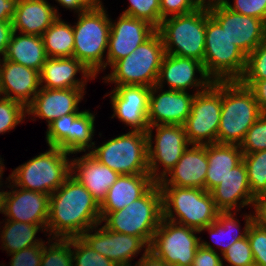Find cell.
<instances>
[{
    "label": "cell",
    "instance_id": "1",
    "mask_svg": "<svg viewBox=\"0 0 266 266\" xmlns=\"http://www.w3.org/2000/svg\"><path fill=\"white\" fill-rule=\"evenodd\" d=\"M100 223V204L72 175L49 196V238L80 237Z\"/></svg>",
    "mask_w": 266,
    "mask_h": 266
},
{
    "label": "cell",
    "instance_id": "2",
    "mask_svg": "<svg viewBox=\"0 0 266 266\" xmlns=\"http://www.w3.org/2000/svg\"><path fill=\"white\" fill-rule=\"evenodd\" d=\"M253 92L239 81H222V109L217 143L240 145L261 116Z\"/></svg>",
    "mask_w": 266,
    "mask_h": 266
},
{
    "label": "cell",
    "instance_id": "3",
    "mask_svg": "<svg viewBox=\"0 0 266 266\" xmlns=\"http://www.w3.org/2000/svg\"><path fill=\"white\" fill-rule=\"evenodd\" d=\"M163 218L162 192L155 183L142 197L127 207L107 213L103 226L121 234L140 237L148 246Z\"/></svg>",
    "mask_w": 266,
    "mask_h": 266
},
{
    "label": "cell",
    "instance_id": "4",
    "mask_svg": "<svg viewBox=\"0 0 266 266\" xmlns=\"http://www.w3.org/2000/svg\"><path fill=\"white\" fill-rule=\"evenodd\" d=\"M110 21L105 7L88 8L78 14L72 25L74 33L73 57L79 60L92 74L105 70V53L108 48ZM104 58V59H103Z\"/></svg>",
    "mask_w": 266,
    "mask_h": 266
},
{
    "label": "cell",
    "instance_id": "5",
    "mask_svg": "<svg viewBox=\"0 0 266 266\" xmlns=\"http://www.w3.org/2000/svg\"><path fill=\"white\" fill-rule=\"evenodd\" d=\"M70 155L58 147L49 146L48 151L15 168L8 179L19 188L51 195L71 175Z\"/></svg>",
    "mask_w": 266,
    "mask_h": 266
},
{
    "label": "cell",
    "instance_id": "6",
    "mask_svg": "<svg viewBox=\"0 0 266 266\" xmlns=\"http://www.w3.org/2000/svg\"><path fill=\"white\" fill-rule=\"evenodd\" d=\"M159 187L162 192L163 218L198 231L217 219L220 211L210 192L191 187Z\"/></svg>",
    "mask_w": 266,
    "mask_h": 266
},
{
    "label": "cell",
    "instance_id": "7",
    "mask_svg": "<svg viewBox=\"0 0 266 266\" xmlns=\"http://www.w3.org/2000/svg\"><path fill=\"white\" fill-rule=\"evenodd\" d=\"M165 48L159 32L156 30L146 41L140 44L130 55L116 61L110 68V74L102 79L114 86L156 85Z\"/></svg>",
    "mask_w": 266,
    "mask_h": 266
},
{
    "label": "cell",
    "instance_id": "8",
    "mask_svg": "<svg viewBox=\"0 0 266 266\" xmlns=\"http://www.w3.org/2000/svg\"><path fill=\"white\" fill-rule=\"evenodd\" d=\"M246 55L230 40L226 31L206 10L203 66L215 81H239L246 67Z\"/></svg>",
    "mask_w": 266,
    "mask_h": 266
},
{
    "label": "cell",
    "instance_id": "9",
    "mask_svg": "<svg viewBox=\"0 0 266 266\" xmlns=\"http://www.w3.org/2000/svg\"><path fill=\"white\" fill-rule=\"evenodd\" d=\"M165 53L203 62L205 54L206 10L163 19L157 28Z\"/></svg>",
    "mask_w": 266,
    "mask_h": 266
},
{
    "label": "cell",
    "instance_id": "10",
    "mask_svg": "<svg viewBox=\"0 0 266 266\" xmlns=\"http://www.w3.org/2000/svg\"><path fill=\"white\" fill-rule=\"evenodd\" d=\"M89 153L120 175L149 174L146 132L130 130L101 146L94 145Z\"/></svg>",
    "mask_w": 266,
    "mask_h": 266
},
{
    "label": "cell",
    "instance_id": "11",
    "mask_svg": "<svg viewBox=\"0 0 266 266\" xmlns=\"http://www.w3.org/2000/svg\"><path fill=\"white\" fill-rule=\"evenodd\" d=\"M221 109L222 81H215L204 91L195 93L190 115L183 125L190 144L217 143Z\"/></svg>",
    "mask_w": 266,
    "mask_h": 266
},
{
    "label": "cell",
    "instance_id": "12",
    "mask_svg": "<svg viewBox=\"0 0 266 266\" xmlns=\"http://www.w3.org/2000/svg\"><path fill=\"white\" fill-rule=\"evenodd\" d=\"M154 128L156 134L153 138ZM146 134L149 174L158 183L177 164L191 144L183 125H153L148 127ZM160 166L163 167L159 168Z\"/></svg>",
    "mask_w": 266,
    "mask_h": 266
},
{
    "label": "cell",
    "instance_id": "13",
    "mask_svg": "<svg viewBox=\"0 0 266 266\" xmlns=\"http://www.w3.org/2000/svg\"><path fill=\"white\" fill-rule=\"evenodd\" d=\"M198 230L162 218L150 243L149 250L167 265L191 266L201 237Z\"/></svg>",
    "mask_w": 266,
    "mask_h": 266
},
{
    "label": "cell",
    "instance_id": "14",
    "mask_svg": "<svg viewBox=\"0 0 266 266\" xmlns=\"http://www.w3.org/2000/svg\"><path fill=\"white\" fill-rule=\"evenodd\" d=\"M102 223L88 229L80 237L94 251L118 266H132L134 256H138L143 249L146 252L149 246L140 238L132 235L121 234L106 229L98 228ZM94 232V233H93Z\"/></svg>",
    "mask_w": 266,
    "mask_h": 266
},
{
    "label": "cell",
    "instance_id": "15",
    "mask_svg": "<svg viewBox=\"0 0 266 266\" xmlns=\"http://www.w3.org/2000/svg\"><path fill=\"white\" fill-rule=\"evenodd\" d=\"M200 74L199 78L198 75ZM214 81L207 75L203 63L187 57L166 53L162 60L156 86L169 90L188 91L190 88L199 93L207 89ZM164 84V85H163Z\"/></svg>",
    "mask_w": 266,
    "mask_h": 266
},
{
    "label": "cell",
    "instance_id": "16",
    "mask_svg": "<svg viewBox=\"0 0 266 266\" xmlns=\"http://www.w3.org/2000/svg\"><path fill=\"white\" fill-rule=\"evenodd\" d=\"M151 87L142 85L116 86L105 96H110L113 115L131 131L146 132L148 124L149 95Z\"/></svg>",
    "mask_w": 266,
    "mask_h": 266
},
{
    "label": "cell",
    "instance_id": "17",
    "mask_svg": "<svg viewBox=\"0 0 266 266\" xmlns=\"http://www.w3.org/2000/svg\"><path fill=\"white\" fill-rule=\"evenodd\" d=\"M117 19L110 21L105 69L130 55L157 30L149 22L128 15L121 14Z\"/></svg>",
    "mask_w": 266,
    "mask_h": 266
},
{
    "label": "cell",
    "instance_id": "18",
    "mask_svg": "<svg viewBox=\"0 0 266 266\" xmlns=\"http://www.w3.org/2000/svg\"><path fill=\"white\" fill-rule=\"evenodd\" d=\"M8 192L3 190L2 214L12 221L26 222L35 225H47L49 217V196L15 186L8 177ZM12 184V185H11Z\"/></svg>",
    "mask_w": 266,
    "mask_h": 266
},
{
    "label": "cell",
    "instance_id": "19",
    "mask_svg": "<svg viewBox=\"0 0 266 266\" xmlns=\"http://www.w3.org/2000/svg\"><path fill=\"white\" fill-rule=\"evenodd\" d=\"M230 40L248 56L266 38V22L234 12L226 6L209 10Z\"/></svg>",
    "mask_w": 266,
    "mask_h": 266
},
{
    "label": "cell",
    "instance_id": "20",
    "mask_svg": "<svg viewBox=\"0 0 266 266\" xmlns=\"http://www.w3.org/2000/svg\"><path fill=\"white\" fill-rule=\"evenodd\" d=\"M159 93V94H158ZM194 94L188 91L163 90L152 86L149 95L148 124L184 125L190 115Z\"/></svg>",
    "mask_w": 266,
    "mask_h": 266
},
{
    "label": "cell",
    "instance_id": "21",
    "mask_svg": "<svg viewBox=\"0 0 266 266\" xmlns=\"http://www.w3.org/2000/svg\"><path fill=\"white\" fill-rule=\"evenodd\" d=\"M86 88L45 89L40 88L33 100L26 106V116L33 120L45 119L47 126L61 116L82 112L78 104L84 99ZM85 93V94H84Z\"/></svg>",
    "mask_w": 266,
    "mask_h": 266
},
{
    "label": "cell",
    "instance_id": "22",
    "mask_svg": "<svg viewBox=\"0 0 266 266\" xmlns=\"http://www.w3.org/2000/svg\"><path fill=\"white\" fill-rule=\"evenodd\" d=\"M40 88L39 71L0 59V96L18 101L26 107Z\"/></svg>",
    "mask_w": 266,
    "mask_h": 266
},
{
    "label": "cell",
    "instance_id": "23",
    "mask_svg": "<svg viewBox=\"0 0 266 266\" xmlns=\"http://www.w3.org/2000/svg\"><path fill=\"white\" fill-rule=\"evenodd\" d=\"M190 146L184 151L177 164L158 182L159 186L191 187L205 190L208 169L206 145L191 144Z\"/></svg>",
    "mask_w": 266,
    "mask_h": 266
},
{
    "label": "cell",
    "instance_id": "24",
    "mask_svg": "<svg viewBox=\"0 0 266 266\" xmlns=\"http://www.w3.org/2000/svg\"><path fill=\"white\" fill-rule=\"evenodd\" d=\"M77 73H81V79L76 78ZM95 78L75 57H48L40 72V86L45 89L86 88L88 81Z\"/></svg>",
    "mask_w": 266,
    "mask_h": 266
},
{
    "label": "cell",
    "instance_id": "25",
    "mask_svg": "<svg viewBox=\"0 0 266 266\" xmlns=\"http://www.w3.org/2000/svg\"><path fill=\"white\" fill-rule=\"evenodd\" d=\"M210 193L220 212L232 210L239 212L241 208L252 205L254 196L250 191L247 170L243 160Z\"/></svg>",
    "mask_w": 266,
    "mask_h": 266
},
{
    "label": "cell",
    "instance_id": "26",
    "mask_svg": "<svg viewBox=\"0 0 266 266\" xmlns=\"http://www.w3.org/2000/svg\"><path fill=\"white\" fill-rule=\"evenodd\" d=\"M71 175L92 194L99 204L120 176L118 172L100 163L89 152L82 157L72 158Z\"/></svg>",
    "mask_w": 266,
    "mask_h": 266
},
{
    "label": "cell",
    "instance_id": "27",
    "mask_svg": "<svg viewBox=\"0 0 266 266\" xmlns=\"http://www.w3.org/2000/svg\"><path fill=\"white\" fill-rule=\"evenodd\" d=\"M60 15L56 6H51L47 0H18L12 18L13 30L42 36Z\"/></svg>",
    "mask_w": 266,
    "mask_h": 266
},
{
    "label": "cell",
    "instance_id": "28",
    "mask_svg": "<svg viewBox=\"0 0 266 266\" xmlns=\"http://www.w3.org/2000/svg\"><path fill=\"white\" fill-rule=\"evenodd\" d=\"M155 183L150 174L120 175L100 204L101 219L109 212L127 207L142 197Z\"/></svg>",
    "mask_w": 266,
    "mask_h": 266
},
{
    "label": "cell",
    "instance_id": "29",
    "mask_svg": "<svg viewBox=\"0 0 266 266\" xmlns=\"http://www.w3.org/2000/svg\"><path fill=\"white\" fill-rule=\"evenodd\" d=\"M206 151L208 169L205 190L210 192L242 161L243 153L240 145L220 143L206 144Z\"/></svg>",
    "mask_w": 266,
    "mask_h": 266
},
{
    "label": "cell",
    "instance_id": "30",
    "mask_svg": "<svg viewBox=\"0 0 266 266\" xmlns=\"http://www.w3.org/2000/svg\"><path fill=\"white\" fill-rule=\"evenodd\" d=\"M4 59L41 72L48 56L41 36L13 32Z\"/></svg>",
    "mask_w": 266,
    "mask_h": 266
},
{
    "label": "cell",
    "instance_id": "31",
    "mask_svg": "<svg viewBox=\"0 0 266 266\" xmlns=\"http://www.w3.org/2000/svg\"><path fill=\"white\" fill-rule=\"evenodd\" d=\"M252 212L244 214L245 226L243 231H240L241 226L237 218V212H219L217 219L210 225L204 227L199 232L208 231L212 242L219 247L221 255L236 241L241 240L247 236V231L252 224ZM242 232V233H241Z\"/></svg>",
    "mask_w": 266,
    "mask_h": 266
},
{
    "label": "cell",
    "instance_id": "32",
    "mask_svg": "<svg viewBox=\"0 0 266 266\" xmlns=\"http://www.w3.org/2000/svg\"><path fill=\"white\" fill-rule=\"evenodd\" d=\"M3 230L0 231L1 249L9 253L18 252L24 248L44 244L47 242L41 238L37 239L36 234L46 231V225H35L26 222L6 220Z\"/></svg>",
    "mask_w": 266,
    "mask_h": 266
},
{
    "label": "cell",
    "instance_id": "33",
    "mask_svg": "<svg viewBox=\"0 0 266 266\" xmlns=\"http://www.w3.org/2000/svg\"><path fill=\"white\" fill-rule=\"evenodd\" d=\"M41 37L48 57H73V28L61 17H58Z\"/></svg>",
    "mask_w": 266,
    "mask_h": 266
},
{
    "label": "cell",
    "instance_id": "34",
    "mask_svg": "<svg viewBox=\"0 0 266 266\" xmlns=\"http://www.w3.org/2000/svg\"><path fill=\"white\" fill-rule=\"evenodd\" d=\"M95 113L83 110L73 121L71 128V154H78L88 150L90 152L95 145L92 142L95 133Z\"/></svg>",
    "mask_w": 266,
    "mask_h": 266
},
{
    "label": "cell",
    "instance_id": "35",
    "mask_svg": "<svg viewBox=\"0 0 266 266\" xmlns=\"http://www.w3.org/2000/svg\"><path fill=\"white\" fill-rule=\"evenodd\" d=\"M251 194L266 195V150L243 154Z\"/></svg>",
    "mask_w": 266,
    "mask_h": 266
},
{
    "label": "cell",
    "instance_id": "36",
    "mask_svg": "<svg viewBox=\"0 0 266 266\" xmlns=\"http://www.w3.org/2000/svg\"><path fill=\"white\" fill-rule=\"evenodd\" d=\"M81 112L70 113L55 119L46 130V143L48 146L58 147L71 154V128L72 121Z\"/></svg>",
    "mask_w": 266,
    "mask_h": 266
},
{
    "label": "cell",
    "instance_id": "37",
    "mask_svg": "<svg viewBox=\"0 0 266 266\" xmlns=\"http://www.w3.org/2000/svg\"><path fill=\"white\" fill-rule=\"evenodd\" d=\"M48 240V246L45 243L43 245L40 266H73L72 238H48Z\"/></svg>",
    "mask_w": 266,
    "mask_h": 266
},
{
    "label": "cell",
    "instance_id": "38",
    "mask_svg": "<svg viewBox=\"0 0 266 266\" xmlns=\"http://www.w3.org/2000/svg\"><path fill=\"white\" fill-rule=\"evenodd\" d=\"M73 266H118L94 251L81 237L72 238Z\"/></svg>",
    "mask_w": 266,
    "mask_h": 266
},
{
    "label": "cell",
    "instance_id": "39",
    "mask_svg": "<svg viewBox=\"0 0 266 266\" xmlns=\"http://www.w3.org/2000/svg\"><path fill=\"white\" fill-rule=\"evenodd\" d=\"M26 119V107L15 100L0 96V134L11 131Z\"/></svg>",
    "mask_w": 266,
    "mask_h": 266
},
{
    "label": "cell",
    "instance_id": "40",
    "mask_svg": "<svg viewBox=\"0 0 266 266\" xmlns=\"http://www.w3.org/2000/svg\"><path fill=\"white\" fill-rule=\"evenodd\" d=\"M122 14L149 22L156 29L161 24L160 0H129Z\"/></svg>",
    "mask_w": 266,
    "mask_h": 266
},
{
    "label": "cell",
    "instance_id": "41",
    "mask_svg": "<svg viewBox=\"0 0 266 266\" xmlns=\"http://www.w3.org/2000/svg\"><path fill=\"white\" fill-rule=\"evenodd\" d=\"M239 80H266V38L246 57V67Z\"/></svg>",
    "mask_w": 266,
    "mask_h": 266
},
{
    "label": "cell",
    "instance_id": "42",
    "mask_svg": "<svg viewBox=\"0 0 266 266\" xmlns=\"http://www.w3.org/2000/svg\"><path fill=\"white\" fill-rule=\"evenodd\" d=\"M240 148L243 154L266 150V115L262 114L248 129Z\"/></svg>",
    "mask_w": 266,
    "mask_h": 266
},
{
    "label": "cell",
    "instance_id": "43",
    "mask_svg": "<svg viewBox=\"0 0 266 266\" xmlns=\"http://www.w3.org/2000/svg\"><path fill=\"white\" fill-rule=\"evenodd\" d=\"M227 266H249L254 264V257L247 236L233 243L222 255Z\"/></svg>",
    "mask_w": 266,
    "mask_h": 266
},
{
    "label": "cell",
    "instance_id": "44",
    "mask_svg": "<svg viewBox=\"0 0 266 266\" xmlns=\"http://www.w3.org/2000/svg\"><path fill=\"white\" fill-rule=\"evenodd\" d=\"M247 238L256 266H266V229L255 225L253 222L247 231Z\"/></svg>",
    "mask_w": 266,
    "mask_h": 266
},
{
    "label": "cell",
    "instance_id": "45",
    "mask_svg": "<svg viewBox=\"0 0 266 266\" xmlns=\"http://www.w3.org/2000/svg\"><path fill=\"white\" fill-rule=\"evenodd\" d=\"M225 6L234 12L266 22V0H233V4L228 0Z\"/></svg>",
    "mask_w": 266,
    "mask_h": 266
},
{
    "label": "cell",
    "instance_id": "46",
    "mask_svg": "<svg viewBox=\"0 0 266 266\" xmlns=\"http://www.w3.org/2000/svg\"><path fill=\"white\" fill-rule=\"evenodd\" d=\"M43 245L44 244H38L24 248L18 252L8 254L12 257L9 262L10 266H40L43 255ZM0 265L4 266L2 264Z\"/></svg>",
    "mask_w": 266,
    "mask_h": 266
},
{
    "label": "cell",
    "instance_id": "47",
    "mask_svg": "<svg viewBox=\"0 0 266 266\" xmlns=\"http://www.w3.org/2000/svg\"><path fill=\"white\" fill-rule=\"evenodd\" d=\"M221 257L210 242L202 239L191 266H223Z\"/></svg>",
    "mask_w": 266,
    "mask_h": 266
},
{
    "label": "cell",
    "instance_id": "48",
    "mask_svg": "<svg viewBox=\"0 0 266 266\" xmlns=\"http://www.w3.org/2000/svg\"><path fill=\"white\" fill-rule=\"evenodd\" d=\"M161 19L195 11L194 0H160Z\"/></svg>",
    "mask_w": 266,
    "mask_h": 266
},
{
    "label": "cell",
    "instance_id": "49",
    "mask_svg": "<svg viewBox=\"0 0 266 266\" xmlns=\"http://www.w3.org/2000/svg\"><path fill=\"white\" fill-rule=\"evenodd\" d=\"M254 94L261 114L266 115V80H239Z\"/></svg>",
    "mask_w": 266,
    "mask_h": 266
},
{
    "label": "cell",
    "instance_id": "50",
    "mask_svg": "<svg viewBox=\"0 0 266 266\" xmlns=\"http://www.w3.org/2000/svg\"><path fill=\"white\" fill-rule=\"evenodd\" d=\"M251 206L254 209L252 213V222L257 226L266 229V195L254 197Z\"/></svg>",
    "mask_w": 266,
    "mask_h": 266
},
{
    "label": "cell",
    "instance_id": "51",
    "mask_svg": "<svg viewBox=\"0 0 266 266\" xmlns=\"http://www.w3.org/2000/svg\"><path fill=\"white\" fill-rule=\"evenodd\" d=\"M13 32L12 21H0V57L2 58L5 56Z\"/></svg>",
    "mask_w": 266,
    "mask_h": 266
},
{
    "label": "cell",
    "instance_id": "52",
    "mask_svg": "<svg viewBox=\"0 0 266 266\" xmlns=\"http://www.w3.org/2000/svg\"><path fill=\"white\" fill-rule=\"evenodd\" d=\"M142 256L135 262L133 266H167V264L160 258L157 257L152 251L149 249L146 252L141 254Z\"/></svg>",
    "mask_w": 266,
    "mask_h": 266
},
{
    "label": "cell",
    "instance_id": "53",
    "mask_svg": "<svg viewBox=\"0 0 266 266\" xmlns=\"http://www.w3.org/2000/svg\"><path fill=\"white\" fill-rule=\"evenodd\" d=\"M18 0H0V21H12Z\"/></svg>",
    "mask_w": 266,
    "mask_h": 266
},
{
    "label": "cell",
    "instance_id": "54",
    "mask_svg": "<svg viewBox=\"0 0 266 266\" xmlns=\"http://www.w3.org/2000/svg\"><path fill=\"white\" fill-rule=\"evenodd\" d=\"M60 6L63 8L69 9L70 11H74V13H81L88 8L81 2V0H55Z\"/></svg>",
    "mask_w": 266,
    "mask_h": 266
},
{
    "label": "cell",
    "instance_id": "55",
    "mask_svg": "<svg viewBox=\"0 0 266 266\" xmlns=\"http://www.w3.org/2000/svg\"><path fill=\"white\" fill-rule=\"evenodd\" d=\"M228 0H194L197 9L211 10L216 7L225 6Z\"/></svg>",
    "mask_w": 266,
    "mask_h": 266
},
{
    "label": "cell",
    "instance_id": "56",
    "mask_svg": "<svg viewBox=\"0 0 266 266\" xmlns=\"http://www.w3.org/2000/svg\"><path fill=\"white\" fill-rule=\"evenodd\" d=\"M81 2L87 7V8H101L103 7L102 0H81Z\"/></svg>",
    "mask_w": 266,
    "mask_h": 266
},
{
    "label": "cell",
    "instance_id": "57",
    "mask_svg": "<svg viewBox=\"0 0 266 266\" xmlns=\"http://www.w3.org/2000/svg\"><path fill=\"white\" fill-rule=\"evenodd\" d=\"M4 159L1 158V155H0V185H3L4 183H2V177H3V172H4V168H5V165L3 164Z\"/></svg>",
    "mask_w": 266,
    "mask_h": 266
},
{
    "label": "cell",
    "instance_id": "58",
    "mask_svg": "<svg viewBox=\"0 0 266 266\" xmlns=\"http://www.w3.org/2000/svg\"><path fill=\"white\" fill-rule=\"evenodd\" d=\"M167 266H183V265L170 264V265H167Z\"/></svg>",
    "mask_w": 266,
    "mask_h": 266
}]
</instances>
